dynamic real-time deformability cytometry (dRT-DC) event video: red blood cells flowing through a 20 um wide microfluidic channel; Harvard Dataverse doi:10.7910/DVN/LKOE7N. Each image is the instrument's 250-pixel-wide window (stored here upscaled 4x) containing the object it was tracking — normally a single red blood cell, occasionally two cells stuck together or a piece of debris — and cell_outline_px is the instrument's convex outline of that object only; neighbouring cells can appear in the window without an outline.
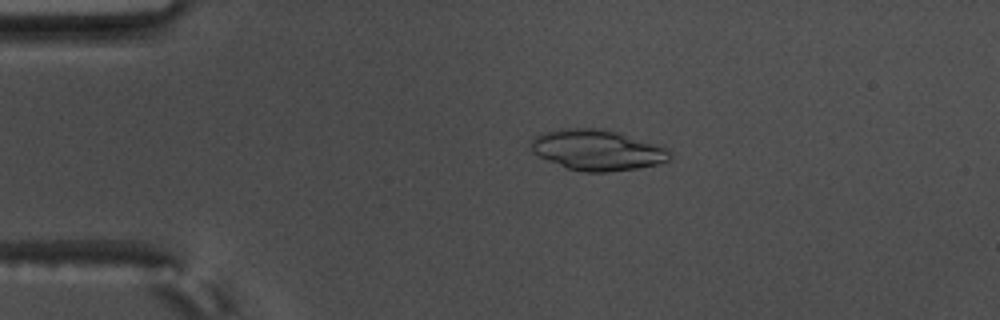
{"species": "common noctule bat (a hibernating species)", "species_latin": "Nyctalus noctula", "temperature_condition": "warm", "stored_images_in_passage": 55, "camera_frame_rate_fps": 3000, "um_per_image_px": 0.085, "animal": {"sex": "male", "body_mass_g": 17.5, "forearm_length_mm": 52.3}, "frame": {"image": 1, "passage_image": 11, "time_ms": 3.333, "image_size_px": [1000, 320], "cell_outline_px": [[672, 156], [668, 160], [656, 164], [636, 168], [608, 172], [584, 172], [568, 168], [548, 160], [532, 152], [532, 140], [536, 136], [544, 132], [564, 128], [604, 128], [620, 132], [656, 144], [672, 152]], "centroid_in_image_um": [50.78, 12.74], "position_along_channel_um": 34.2, "area_um2": 32.66}}
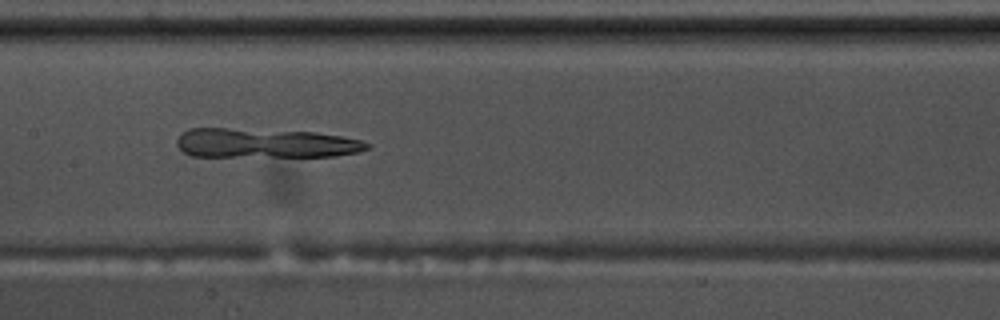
{"frame": {"image": 2, "passage_image": 27, "time_ms": 8.667, "image_size_px": [1000, 320], "cell_outline_px": [[372, 148], [360, 152], [336, 156], [192, 156], [184, 152], [176, 144], [176, 140], [188, 128], [228, 128], [316, 132], [340, 136], [360, 140], [372, 144]], "centroid_in_image_um": [22.59, 12.17], "position_along_channel_um": 184.8, "area_um2": 32.71}}
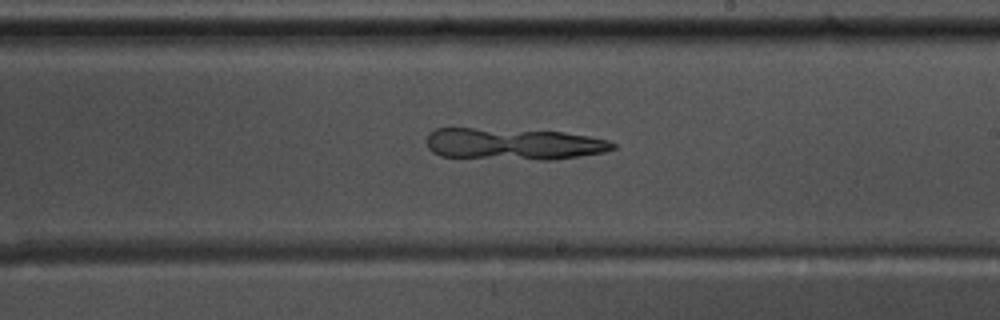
{"frame": {"image": 3, "passage_image": 32, "time_ms": 10.333, "image_size_px": [1000, 320], "cell_outline_px": [[616, 148], [604, 152], [556, 160], [536, 160], [440, 156], [432, 152], [428, 148], [428, 132], [436, 128], [472, 128], [564, 132], [588, 136], [608, 140], [616, 144]], "centroid_in_image_um": [43.66, 12.24], "position_along_channel_um": 245.3, "area_um2": 34.45}}